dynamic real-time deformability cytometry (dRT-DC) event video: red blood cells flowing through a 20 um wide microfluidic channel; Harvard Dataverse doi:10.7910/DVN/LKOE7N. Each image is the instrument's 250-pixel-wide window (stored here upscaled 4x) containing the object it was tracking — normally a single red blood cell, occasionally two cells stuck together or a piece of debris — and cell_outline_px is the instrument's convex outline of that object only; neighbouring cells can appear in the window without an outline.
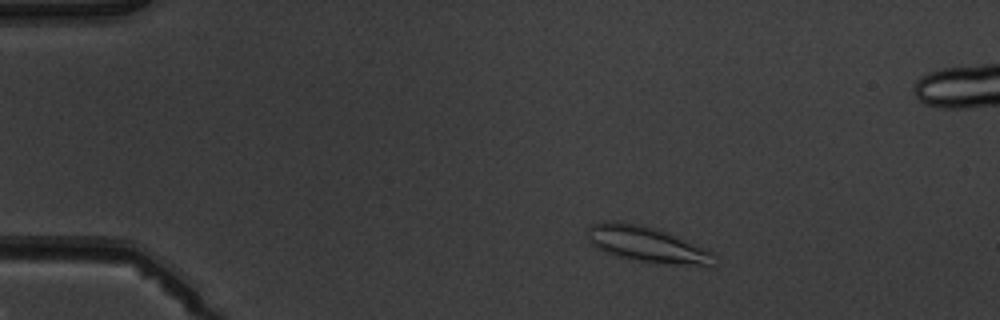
{"species": "common noctule bat (a hibernating species)", "species_latin": "Nyctalus noctula", "temperature_condition": "warm", "stored_images_in_passage": 4, "camera_frame_rate_fps": 3000, "um_per_image_px": 0.085, "animal": {"sex": "male", "body_mass_g": 19.5, "forearm_length_mm": 54.6}, "frame": {"image": 1, "passage_image": 2, "time_ms": 1.333, "image_size_px": [1000, 320], "cell_outline_px": [[716, 256], [712, 268], [708, 268], [668, 264], [636, 260], [616, 256], [604, 252], [596, 248], [588, 240], [584, 232], [592, 224], [604, 220], [640, 224], [656, 228], [668, 232], [704, 248], [712, 252]], "centroid_in_image_um": [55.01, 20.79], "position_along_channel_um": 30.0, "area_um2": 26.99}}